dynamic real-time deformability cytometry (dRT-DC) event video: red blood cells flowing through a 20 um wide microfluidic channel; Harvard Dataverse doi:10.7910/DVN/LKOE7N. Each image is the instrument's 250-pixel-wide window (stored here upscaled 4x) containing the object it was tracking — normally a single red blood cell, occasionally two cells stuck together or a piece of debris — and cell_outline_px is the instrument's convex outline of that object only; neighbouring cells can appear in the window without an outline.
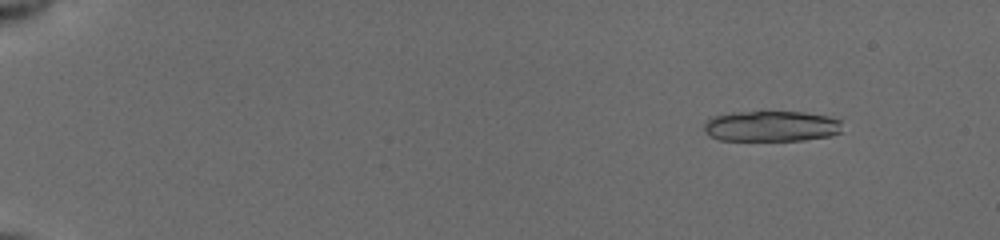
{"species": "common noctule bat (a hibernating species)", "species_latin": "Nyctalus noctula", "temperature_condition": "cold", "stored_images_in_passage": 18, "camera_frame_rate_fps": 3000, "um_per_image_px": 0.085, "animal": {"sex": "female", "body_mass_g": 19.5, "forearm_length_mm": 54.1}, "frame": {"image": 1, "passage_image": 4, "time_ms": 1.0, "image_size_px": [1000, 240], "cell_outline_px": [[840, 132], [832, 136], [804, 140], [720, 140], [708, 136], [704, 128], [704, 124], [708, 116], [732, 112], [804, 112], [828, 116], [840, 120]], "centroid_in_image_um": [65.51, 10.72], "position_along_channel_um": 19.5, "area_um2": 24.91}}
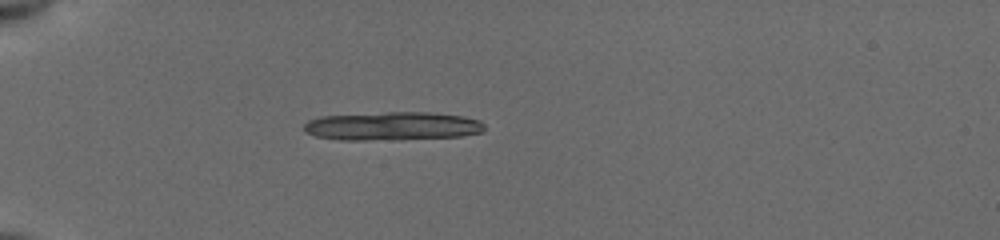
{"frame": {"image": 2, "passage_image": 15, "time_ms": 4.667, "image_size_px": [1000, 240], "cell_outline_px": [[484, 132], [460, 136], [396, 140], [340, 140], [316, 136], [304, 132], [304, 124], [308, 120], [320, 116], [388, 112], [428, 112], [460, 116], [480, 120], [484, 124]], "centroid_in_image_um": [33.33, 10.73], "position_along_channel_um": 51.7, "area_um2": 30.17}}